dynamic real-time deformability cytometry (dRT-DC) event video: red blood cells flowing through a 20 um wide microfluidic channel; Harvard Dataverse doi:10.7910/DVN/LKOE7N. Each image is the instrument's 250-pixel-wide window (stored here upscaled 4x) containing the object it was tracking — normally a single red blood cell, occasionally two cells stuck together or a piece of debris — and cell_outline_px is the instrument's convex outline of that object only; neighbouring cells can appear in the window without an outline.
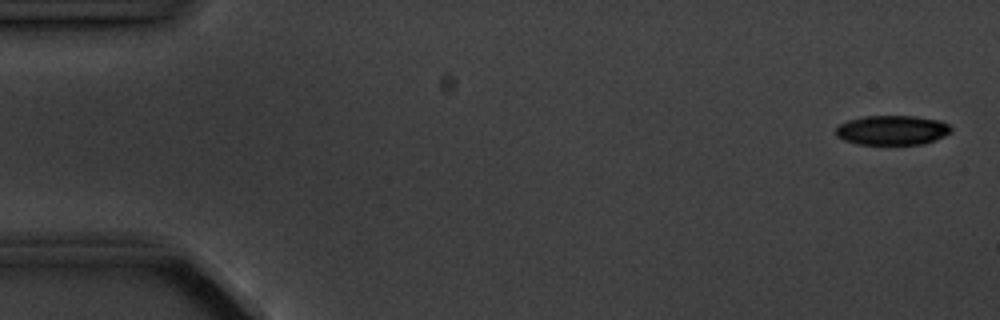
{"species": "common noctule bat (a hibernating species)", "species_latin": "Nyctalus noctula", "temperature_condition": "cold", "stored_images_in_passage": 5, "camera_frame_rate_fps": 3000, "um_per_image_px": 0.085, "animal": {"sex": "male", "body_mass_g": 20.1, "forearm_length_mm": 53.5}, "frame": {"image": 1, "passage_image": 1, "time_ms": 0.0, "image_size_px": [1000, 320], "cell_outline_px": [[952, 132], [936, 140], [924, 144], [856, 144], [844, 140], [836, 136], [836, 128], [840, 124], [848, 120], [864, 116], [916, 116], [940, 120], [948, 124], [952, 128]], "centroid_in_image_um": [75.86, 11.06], "position_along_channel_um": 9.1, "area_um2": 20.0}}